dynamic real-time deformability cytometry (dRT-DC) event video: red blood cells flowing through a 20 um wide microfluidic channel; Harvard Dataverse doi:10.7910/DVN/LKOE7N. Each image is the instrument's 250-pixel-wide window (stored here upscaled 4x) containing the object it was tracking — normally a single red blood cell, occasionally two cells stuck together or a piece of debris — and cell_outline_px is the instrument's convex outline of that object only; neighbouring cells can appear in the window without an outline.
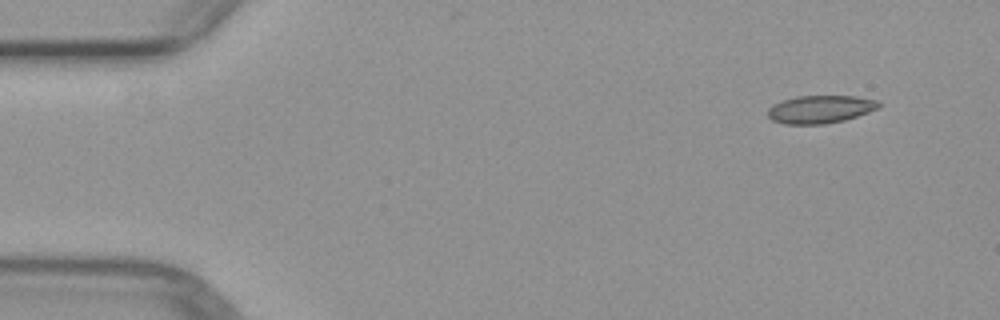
{"species": "common noctule bat (a hibernating species)", "species_latin": "Nyctalus noctula", "temperature_condition": "warm", "stored_images_in_passage": 4, "camera_frame_rate_fps": 3000, "um_per_image_px": 0.085, "animal": {"sex": "female", "body_mass_g": 29.2, "forearm_length_mm": 56.3}, "frame": {"image": 1, "passage_image": 1, "time_ms": 0.0, "image_size_px": [1000, 320], "cell_outline_px": [[880, 108], [844, 120], [824, 124], [784, 124], [772, 120], [768, 116], [768, 108], [772, 104], [784, 100], [800, 96], [856, 96], [880, 100]], "centroid_in_image_um": [69.74, 9.28], "position_along_channel_um": 15.3, "area_um2": 18.03}}
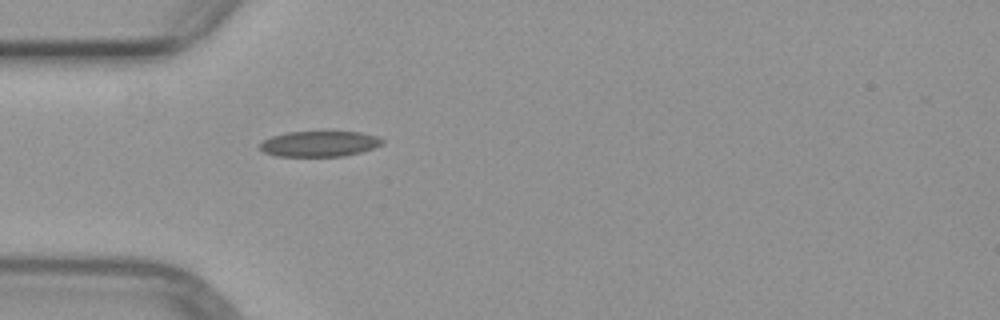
{"frame": {"image": 2, "passage_image": 4, "time_ms": 3.667, "image_size_px": [1000, 320], "cell_outline_px": [[384, 144], [360, 152], [344, 156], [276, 156], [264, 152], [260, 148], [260, 144], [264, 140], [272, 136], [288, 132], [360, 132], [376, 136], [384, 140]], "centroid_in_image_um": [27.16, 12.22], "position_along_channel_um": 57.8, "area_um2": 18.09}}